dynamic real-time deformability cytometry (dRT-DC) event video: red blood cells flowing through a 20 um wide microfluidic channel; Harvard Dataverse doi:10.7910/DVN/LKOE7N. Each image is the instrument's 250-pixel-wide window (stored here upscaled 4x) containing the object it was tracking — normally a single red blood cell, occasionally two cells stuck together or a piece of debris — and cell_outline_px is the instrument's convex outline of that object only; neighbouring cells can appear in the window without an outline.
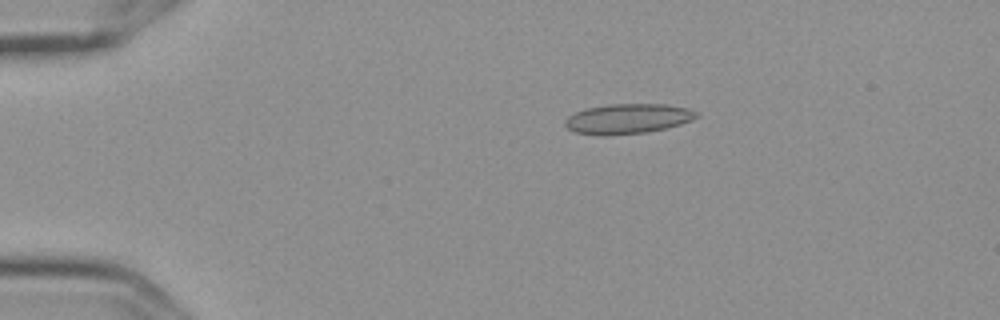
{"species": "Egyptian fruit bat (a non-hibernating species)", "species_latin": "Rousettus aegyptiacus", "temperature_condition": "cold", "stored_images_in_passage": 6, "camera_frame_rate_fps": 3000, "um_per_image_px": 0.085, "frame": {"image": 1, "passage_image": 3, "time_ms": 0.667, "image_size_px": [1000, 320], "cell_outline_px": [[700, 116], [692, 120], [668, 128], [644, 132], [608, 136], [600, 136], [576, 132], [568, 128], [564, 124], [564, 120], [568, 116], [576, 112], [588, 108], [608, 104], [668, 104], [688, 108], [696, 112]], "centroid_in_image_um": [53.37, 10.09], "position_along_channel_um": 31.6, "area_um2": 23.06}}
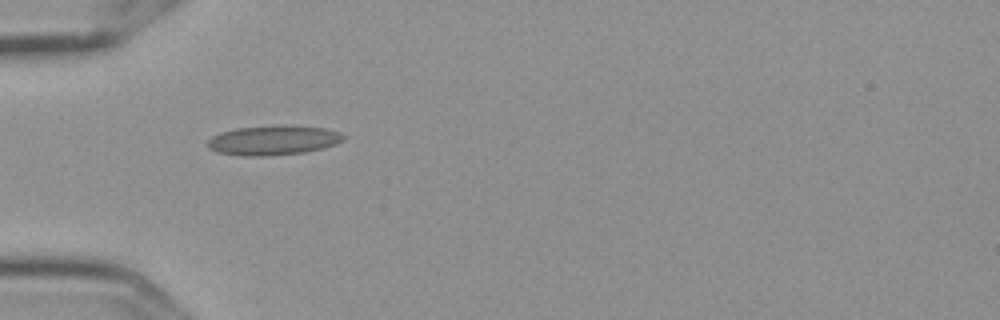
{"frame": {"image": 2, "passage_image": 5, "time_ms": 1.333, "image_size_px": [1000, 320], "cell_outline_px": [[344, 140], [336, 144], [304, 152], [264, 156], [240, 156], [216, 152], [208, 148], [208, 140], [212, 136], [220, 132], [236, 128], [280, 124], [324, 128], [340, 132], [344, 136]], "centroid_in_image_um": [23.19, 11.91], "position_along_channel_um": 61.8, "area_um2": 23.58}}
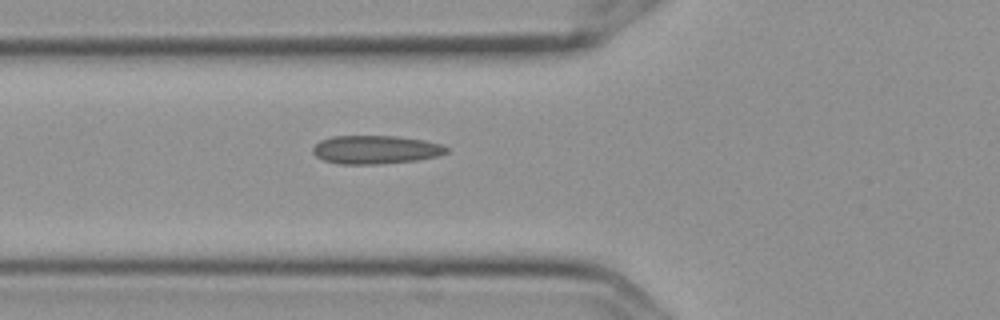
{"frame": {"image": 3, "passage_image": 6, "time_ms": 1.667, "image_size_px": [1000, 320], "cell_outline_px": [[448, 152], [436, 156], [416, 160], [380, 164], [336, 164], [324, 160], [316, 156], [312, 152], [312, 148], [320, 140], [332, 136], [396, 136], [424, 140], [440, 144], [448, 148]], "centroid_in_image_um": [31.89, 12.72], "position_along_channel_um": 93.9, "area_um2": 22.14}}